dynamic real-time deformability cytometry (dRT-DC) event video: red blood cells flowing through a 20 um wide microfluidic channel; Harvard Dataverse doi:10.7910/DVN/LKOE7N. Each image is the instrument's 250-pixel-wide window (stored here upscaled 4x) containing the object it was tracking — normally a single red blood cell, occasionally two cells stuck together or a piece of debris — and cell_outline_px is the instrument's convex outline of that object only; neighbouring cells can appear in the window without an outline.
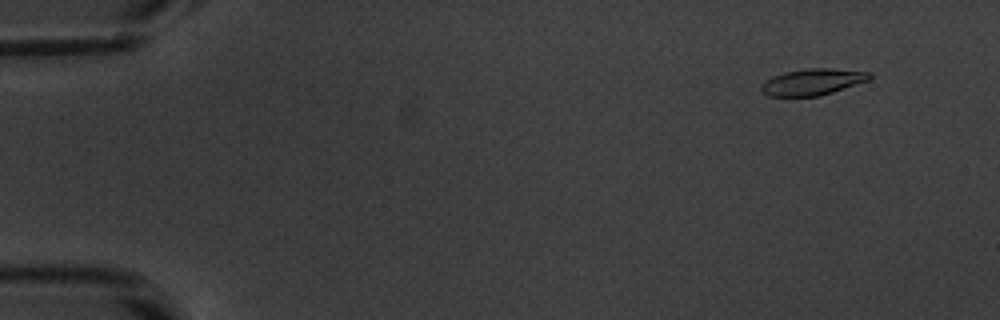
{"species": "common noctule bat (a hibernating species)", "species_latin": "Nyctalus noctula", "temperature_condition": "warm", "stored_images_in_passage": 54, "camera_frame_rate_fps": 3000, "um_per_image_px": 0.085, "animal": {"sex": "male", "body_mass_g": 20.1, "forearm_length_mm": 53.5}, "frame": {"image": 1, "passage_image": 5, "time_ms": 1.333, "image_size_px": [1000, 320], "cell_outline_px": [[872, 76], [868, 80], [820, 96], [768, 96], [760, 88], [760, 84], [764, 80], [772, 76], [784, 72], [808, 68], [828, 68], [872, 72]], "centroid_in_image_um": [69.03, 6.95], "position_along_channel_um": 16.0, "area_um2": 16.65}}
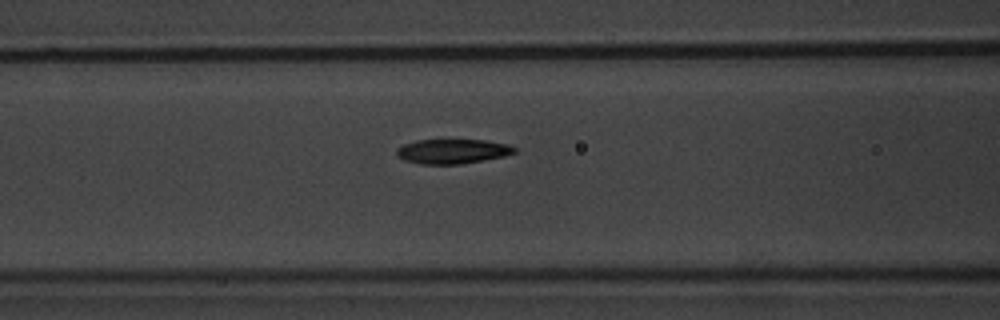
{"frame": {"image": 2, "passage_image": 23, "time_ms": 7.333, "image_size_px": [1000, 320], "cell_outline_px": [[516, 152], [504, 156], [484, 160], [460, 164], [420, 164], [404, 160], [396, 156], [396, 148], [404, 144], [416, 140], [484, 140], [508, 144], [516, 148]], "centroid_in_image_um": [38.44, 12.86], "position_along_channel_um": 128.2, "area_um2": 16.94}}
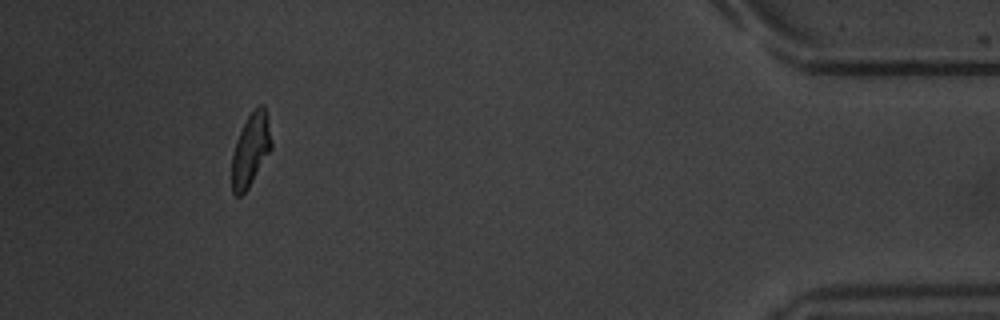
{"frame": {"image": 3, "passage_image": 50, "time_ms": 16.333, "image_size_px": [1000, 320], "cell_outline_px": [[272, 148], [248, 188], [240, 196], [236, 196], [232, 192], [232, 152], [236, 140], [248, 116], [260, 104], [264, 104], [272, 140]], "centroid_in_image_um": [21.3, 12.75], "position_along_channel_um": 413.9, "area_um2": 16.59}, "authors_computed_cell_mechanics": {"area_um2": 17.3978, "velocity_mm_per_s": 3.8227, "shape_relaxation_time_tau1_ms": 2.9035, "shape_relaxation_time_tau2_ms": 2.0888, "deformation_change_tau1": 0.1606, "deformation_change_tau2": 0.0615}}